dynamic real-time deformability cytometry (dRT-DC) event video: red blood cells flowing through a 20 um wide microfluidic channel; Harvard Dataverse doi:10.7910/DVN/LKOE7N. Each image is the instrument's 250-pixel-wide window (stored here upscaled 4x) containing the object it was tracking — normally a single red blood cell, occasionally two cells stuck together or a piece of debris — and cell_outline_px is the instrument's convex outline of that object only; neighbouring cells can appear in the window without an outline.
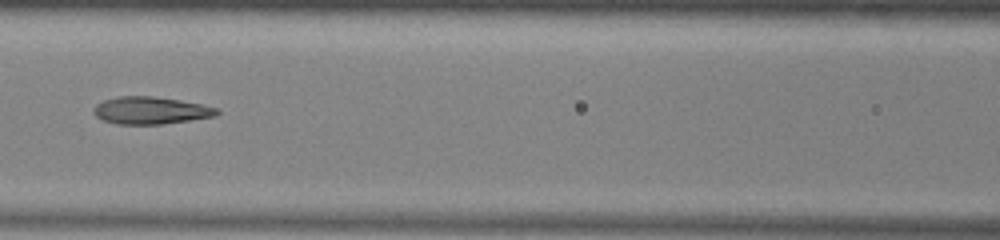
{"species": "common noctule bat (a hibernating species)", "species_latin": "Nyctalus noctula", "temperature_condition": "warm", "stored_images_in_passage": 24, "camera_frame_rate_fps": 3000, "um_per_image_px": 0.085, "animal": {"sex": "male", "body_mass_g": 13.0, "forearm_length_mm": 53.1}, "frame": {"image": 1, "passage_image": 21, "time_ms": 6.667, "image_size_px": [1000, 240], "cell_outline_px": [[220, 112], [216, 116], [160, 124], [116, 124], [104, 120], [96, 116], [92, 112], [92, 108], [96, 104], [104, 100], [120, 96], [152, 96], [180, 100], [220, 108]], "centroid_in_image_um": [12.8, 9.38], "position_along_channel_um": 153.8, "area_um2": 19.59}}
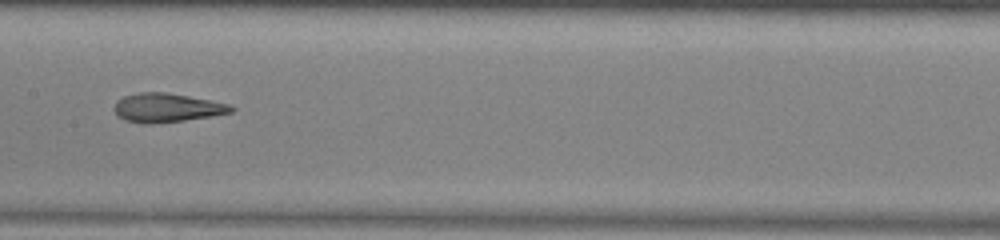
{"frame": {"image": 2, "passage_image": 24, "time_ms": 7.667, "image_size_px": [1000, 240], "cell_outline_px": [[236, 108], [232, 112], [212, 116], [184, 120], [152, 124], [144, 124], [124, 120], [116, 116], [112, 108], [116, 100], [124, 96], [140, 92], [168, 92], [228, 104]], "centroid_in_image_um": [14.11, 9.16], "position_along_channel_um": 193.3, "area_um2": 19.83}}